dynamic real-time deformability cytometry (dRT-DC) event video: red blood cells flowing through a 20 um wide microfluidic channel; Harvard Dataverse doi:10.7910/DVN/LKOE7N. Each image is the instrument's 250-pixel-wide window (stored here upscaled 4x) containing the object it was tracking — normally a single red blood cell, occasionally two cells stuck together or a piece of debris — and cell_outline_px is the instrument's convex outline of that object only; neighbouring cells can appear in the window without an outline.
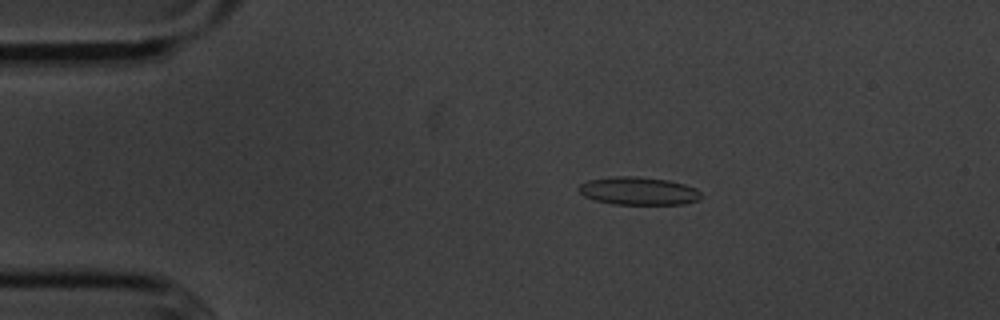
{"species": "common noctule bat (a hibernating species)", "species_latin": "Nyctalus noctula", "temperature_condition": "cold", "stored_images_in_passage": 55, "camera_frame_rate_fps": 3000, "um_per_image_px": 0.085, "animal": {"sex": "male", "body_mass_g": 20.1, "forearm_length_mm": 53.5}, "frame": {"image": 1, "passage_image": 10, "time_ms": 3.0, "image_size_px": [1000, 320], "cell_outline_px": [[704, 196], [700, 200], [684, 204], [612, 204], [596, 200], [584, 196], [576, 188], [580, 184], [588, 180], [616, 176], [636, 176], [668, 180], [684, 184], [696, 188]], "centroid_in_image_um": [54.3, 16.23], "position_along_channel_um": 30.7, "area_um2": 20.06}}
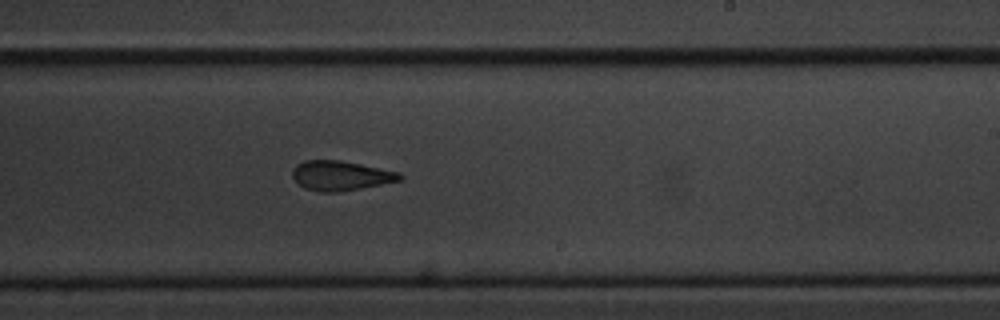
{"frame": {"image": 2, "passage_image": 33, "time_ms": 10.667, "image_size_px": [1000, 320], "cell_outline_px": [[404, 176], [400, 180], [360, 188], [336, 192], [320, 192], [304, 188], [292, 176], [292, 168], [296, 164], [304, 160], [340, 160], [400, 172]], "centroid_in_image_um": [28.93, 14.92], "position_along_channel_um": 260.1, "area_um2": 18.44}}
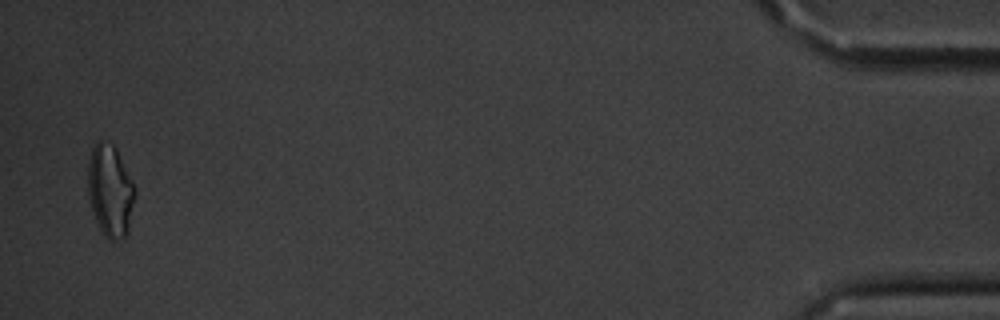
{"frame": {"image": 3, "passage_image": 54, "time_ms": 17.667, "image_size_px": [1000, 320], "cell_outline_px": [[136, 196], [128, 232], [124, 240], [108, 240], [104, 236], [96, 220], [88, 196], [88, 160], [92, 148], [100, 140], [112, 144], [116, 148], [132, 180], [136, 192]], "centroid_in_image_um": [9.39, 16.25], "position_along_channel_um": 425.8, "area_um2": 25.37}, "authors_computed_cell_mechanics": {"area_um2": 19.4786, "velocity_mm_per_s": 3.5944, "shape_relaxation_time_tau1_ms": 4.0051, "shape_relaxation_time_tau2_ms": 2.3815, "deformation_change_tau1": 0.1265, "deformation_change_tau2": 0.1144}}